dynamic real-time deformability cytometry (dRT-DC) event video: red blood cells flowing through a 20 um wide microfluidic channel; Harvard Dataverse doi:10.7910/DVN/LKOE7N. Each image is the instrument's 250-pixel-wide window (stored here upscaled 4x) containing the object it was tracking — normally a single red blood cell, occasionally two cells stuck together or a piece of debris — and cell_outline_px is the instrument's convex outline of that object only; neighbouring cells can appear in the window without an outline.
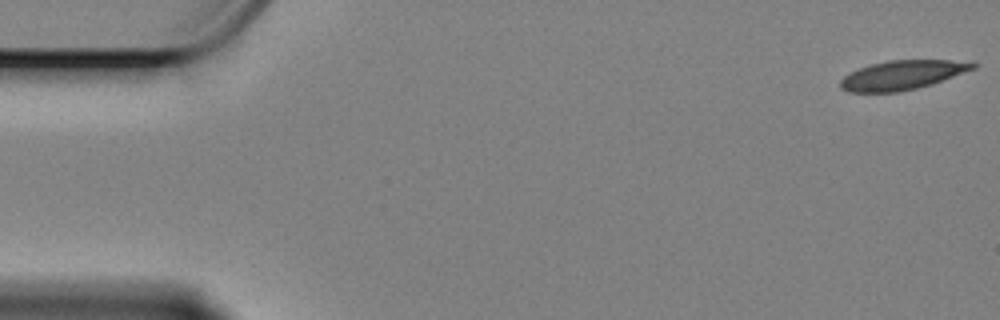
{"species": "Egyptian fruit bat (a non-hibernating species)", "species_latin": "Rousettus aegyptiacus", "temperature_condition": "cold", "stored_images_in_passage": 59, "camera_frame_rate_fps": 3000, "um_per_image_px": 0.085, "animal": {"sex": "female"}, "frame": {"image": 1, "passage_image": 1, "time_ms": 0.0, "image_size_px": [1000, 320], "cell_outline_px": [[980, 64], [976, 68], [932, 84], [900, 92], [848, 92], [840, 88], [840, 80], [848, 72], [872, 64], [888, 60], [972, 60]], "centroid_in_image_um": [76.74, 6.37], "position_along_channel_um": 8.3, "area_um2": 22.83}}
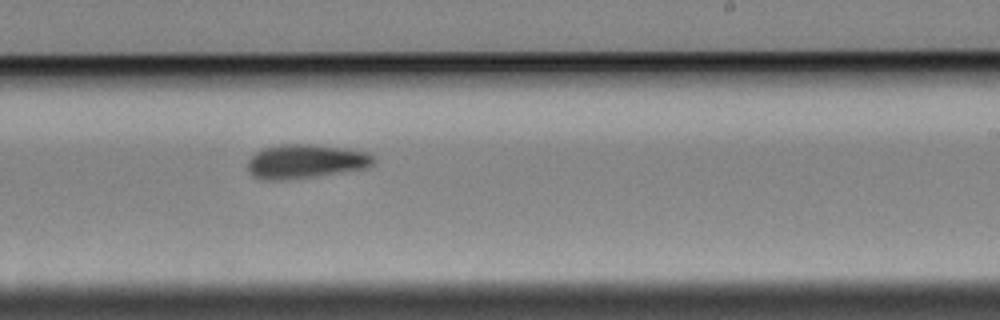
{"frame": {"image": 2, "passage_image": 35, "time_ms": 11.333, "image_size_px": [1000, 320], "cell_outline_px": [[376, 160], [368, 168], [316, 176], [276, 180], [264, 180], [256, 176], [248, 168], [248, 160], [260, 148], [276, 144], [312, 144], [344, 148], [368, 152]], "centroid_in_image_um": [25.99, 13.69], "position_along_channel_um": 263.0, "area_um2": 24.91}}
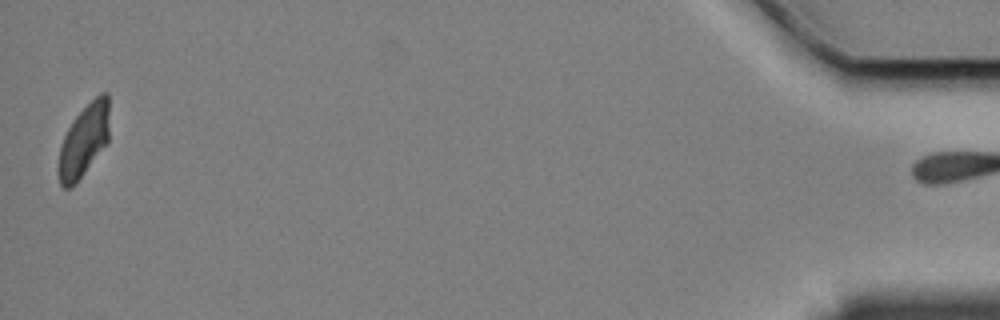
{"frame": {"image": 3, "passage_image": 58, "time_ms": 19.0, "image_size_px": [1000, 320], "cell_outline_px": [[108, 144], [76, 184], [68, 188], [64, 188], [60, 184], [56, 172], [56, 168], [60, 148], [64, 136], [72, 120], [100, 92], [108, 92]], "centroid_in_image_um": [7.11, 12.01], "position_along_channel_um": 428.1, "area_um2": 21.79}, "authors_computed_cell_mechanics": {"area_um2": 23.9292, "velocity_mm_per_s": 3.3515, "shape_relaxation_time_tau1_ms": 9.2762, "shape_relaxation_time_tau2_ms": 8.1206, "deformation_change_tau1": 0.1858, "deformation_change_tau2": 0.1178}}